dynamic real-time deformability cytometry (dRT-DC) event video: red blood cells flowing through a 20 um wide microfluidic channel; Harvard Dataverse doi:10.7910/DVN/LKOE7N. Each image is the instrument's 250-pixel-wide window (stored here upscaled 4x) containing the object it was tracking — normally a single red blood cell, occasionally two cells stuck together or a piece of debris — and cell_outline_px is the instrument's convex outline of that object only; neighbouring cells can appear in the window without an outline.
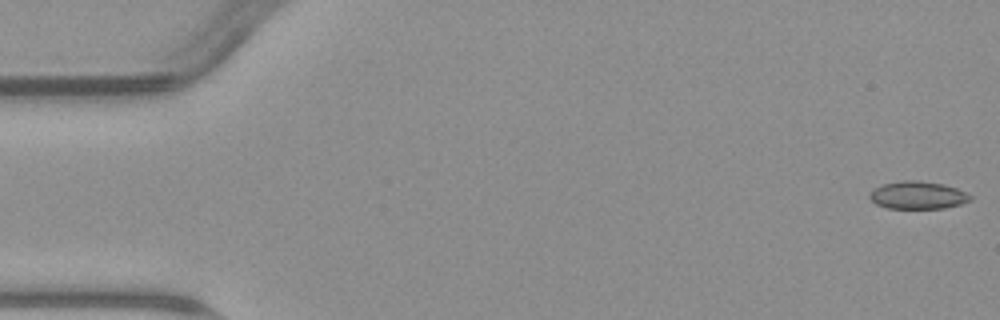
{"species": "common noctule bat (a hibernating species)", "species_latin": "Nyctalus noctula", "temperature_condition": "warm", "stored_images_in_passage": 5, "camera_frame_rate_fps": 3000, "um_per_image_px": 0.085, "animal": {"sex": "male", "body_mass_g": 23.1, "forearm_length_mm": 52.7}, "frame": {"image": 1, "passage_image": 1, "time_ms": 0.0, "image_size_px": [1000, 320], "cell_outline_px": [[972, 200], [960, 204], [944, 208], [888, 208], [876, 204], [868, 196], [872, 188], [884, 184], [904, 180], [916, 180], [944, 184], [956, 188], [972, 196]], "centroid_in_image_um": [78.0, 16.59], "position_along_channel_um": 7.0, "area_um2": 16.18}}
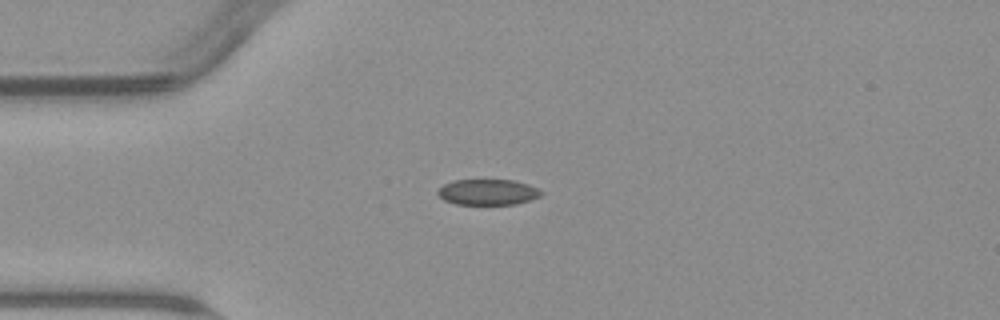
{"frame": {"image": 2, "passage_image": 4, "time_ms": 4.333, "image_size_px": [1000, 320], "cell_outline_px": [[544, 192], [540, 196], [516, 204], [456, 204], [444, 200], [436, 192], [444, 184], [452, 180], [512, 180], [528, 184]], "centroid_in_image_um": [41.45, 16.32], "position_along_channel_um": 43.6, "area_um2": 15.37}}
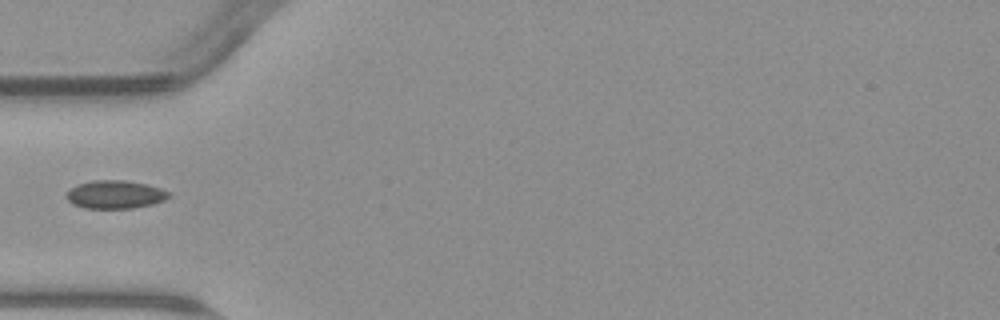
{"frame": {"image": 3, "passage_image": 5, "time_ms": 5.667, "image_size_px": [1000, 320], "cell_outline_px": [[172, 196], [164, 200], [152, 204], [132, 208], [84, 208], [72, 204], [64, 196], [76, 184], [92, 180], [124, 180], [148, 184], [160, 188], [168, 192]], "centroid_in_image_um": [9.77, 16.53], "position_along_channel_um": 75.2, "area_um2": 16.88}}